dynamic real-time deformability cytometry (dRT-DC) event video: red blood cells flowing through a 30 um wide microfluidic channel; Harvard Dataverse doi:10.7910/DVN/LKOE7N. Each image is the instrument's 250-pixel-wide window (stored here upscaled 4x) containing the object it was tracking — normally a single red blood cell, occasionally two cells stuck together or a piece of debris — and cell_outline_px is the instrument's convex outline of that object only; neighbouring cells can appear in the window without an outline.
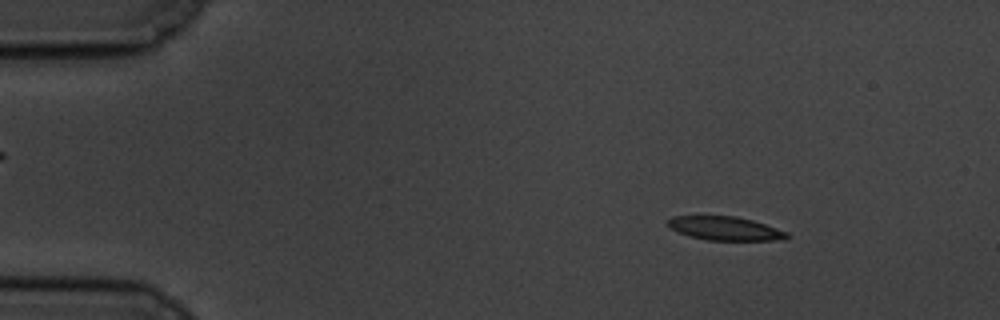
{"species": "common noctule bat (a hibernating species)", "species_latin": "Nyctalus noctula", "temperature_condition": "cold", "stored_images_in_passage": 58, "camera_frame_rate_fps": 3000, "um_per_image_px": 0.085, "animal": {"sex": "male", "body_mass_g": 19.5, "forearm_length_mm": 54.6}, "frame": {"image": 1, "passage_image": 8, "time_ms": 2.333, "image_size_px": [1000, 320], "cell_outline_px": [[792, 236], [788, 240], [708, 240], [688, 236], [676, 232], [668, 228], [664, 224], [664, 220], [672, 216], [736, 216], [752, 220], [788, 232]], "centroid_in_image_um": [61.58, 19.42], "position_along_channel_um": 23.4, "area_um2": 16.88}}
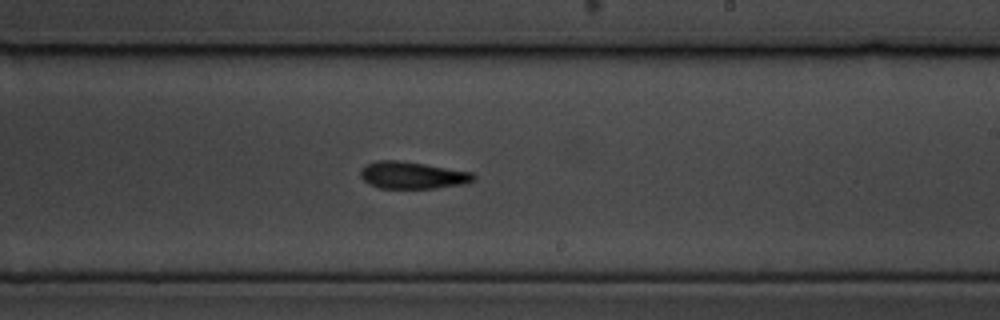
{"frame": {"image": 2, "passage_image": 35, "time_ms": 11.333, "image_size_px": [1000, 320], "cell_outline_px": [[476, 176], [472, 180], [464, 184], [436, 188], [380, 188], [368, 184], [360, 176], [360, 172], [368, 164], [376, 160], [400, 160], [472, 172]], "centroid_in_image_um": [35.05, 14.89], "position_along_channel_um": 254.0, "area_um2": 17.69}}
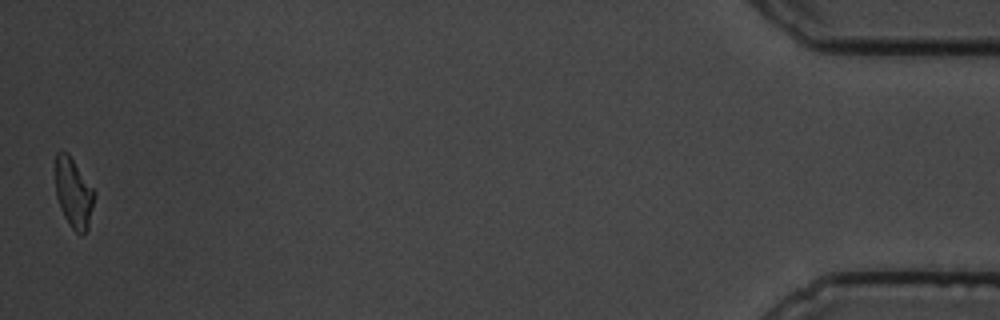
{"frame": {"image": 3, "passage_image": 58, "time_ms": 19.0, "image_size_px": [1000, 320], "cell_outline_px": [[96, 196], [88, 228], [84, 236], [80, 236], [68, 224], [60, 208], [56, 196], [56, 152], [60, 148], [68, 152], [96, 192]], "centroid_in_image_um": [6.27, 16.41], "position_along_channel_um": 428.9, "area_um2": 16.24}, "authors_computed_cell_mechanics": {"area_um2": 17.6579, "velocity_mm_per_s": 3.4378, "shape_relaxation_time_tau1_ms": 4.4679, "shape_relaxation_time_tau2_ms": 8.442, "deformation_change_tau1": 0.1181, "deformation_change_tau2": 0.1671}}